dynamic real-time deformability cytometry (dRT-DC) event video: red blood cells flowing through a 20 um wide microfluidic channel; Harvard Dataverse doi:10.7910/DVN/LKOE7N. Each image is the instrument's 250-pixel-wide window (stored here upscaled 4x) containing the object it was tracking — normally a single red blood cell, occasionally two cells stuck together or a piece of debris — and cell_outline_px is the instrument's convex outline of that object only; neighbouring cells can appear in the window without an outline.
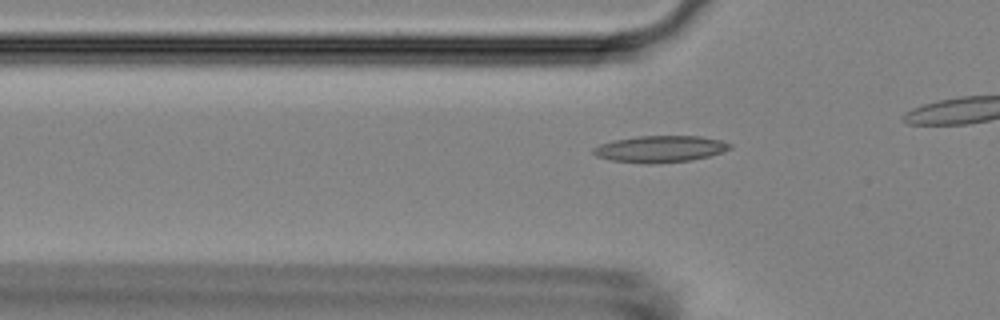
{"species": "Egyptian fruit bat (a non-hibernating species)", "species_latin": "Rousettus aegyptiacus", "temperature_condition": "room temperature", "stored_images_in_passage": 43, "camera_frame_rate_fps": 3000, "um_per_image_px": 0.085, "animal": {"sex": "female"}, "frame": {"image": 1, "passage_image": 17, "time_ms": 5.333, "image_size_px": [1000, 320], "cell_outline_px": [[732, 148], [724, 152], [692, 160], [652, 164], [640, 164], [612, 160], [596, 156], [592, 152], [592, 148], [600, 144], [612, 140], [636, 136], [700, 136], [720, 140], [732, 144]], "centroid_in_image_um": [56.1, 12.66], "position_along_channel_um": 69.7, "area_um2": 21.44}}
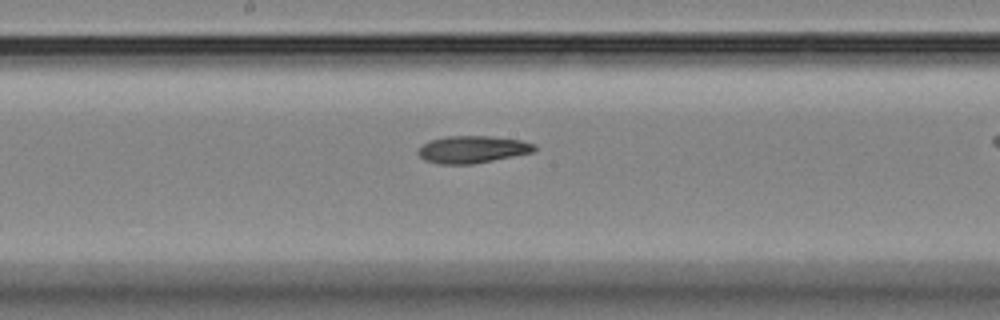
{"frame": {"image": 2, "passage_image": 28, "time_ms": 9.0, "image_size_px": [1000, 320], "cell_outline_px": [[536, 148], [532, 152], [472, 164], [436, 164], [424, 160], [416, 152], [424, 144], [432, 140], [444, 136], [492, 136], [520, 140], [536, 144]], "centroid_in_image_um": [40.13, 12.7], "position_along_channel_um": 208.1, "area_um2": 18.32}}
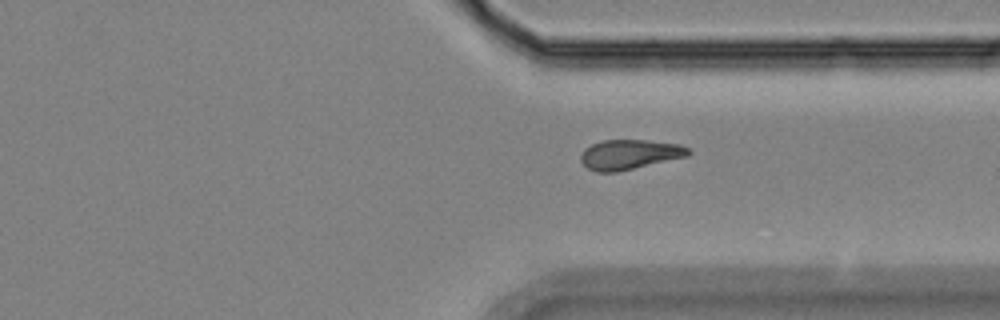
{"frame": {"image": 3, "passage_image": 40, "time_ms": 13.0, "image_size_px": [1000, 320], "cell_outline_px": [[692, 152], [688, 156], [616, 172], [596, 172], [588, 168], [580, 160], [580, 156], [584, 148], [600, 140], [648, 140], [680, 144], [688, 148]], "centroid_in_image_um": [53.5, 13.12], "position_along_channel_um": 357.9, "area_um2": 18.73}}